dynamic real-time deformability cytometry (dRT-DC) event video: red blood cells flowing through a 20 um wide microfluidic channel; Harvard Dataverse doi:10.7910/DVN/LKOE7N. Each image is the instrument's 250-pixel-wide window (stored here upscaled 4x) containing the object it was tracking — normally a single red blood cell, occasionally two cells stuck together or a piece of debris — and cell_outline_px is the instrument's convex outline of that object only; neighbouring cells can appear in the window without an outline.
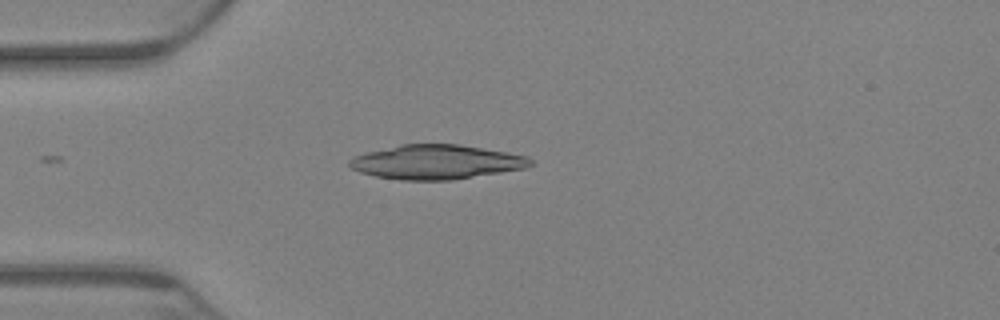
{"species": "Egyptian fruit bat (a non-hibernating species)", "species_latin": "Rousettus aegyptiacus", "temperature_condition": "warm", "stored_images_in_passage": 18, "camera_frame_rate_fps": 3000, "um_per_image_px": 0.085, "animal": {"sex": "female"}, "frame": {"image": 1, "passage_image": 3, "time_ms": 0.667, "image_size_px": [1000, 320], "cell_outline_px": [[532, 164], [528, 168], [452, 180], [400, 180], [376, 176], [360, 172], [352, 168], [348, 164], [348, 160], [356, 156], [368, 152], [400, 144], [460, 144], [528, 156], [532, 160]], "centroid_in_image_um": [37.12, 13.77], "position_along_channel_um": 47.9, "area_um2": 36.18}}
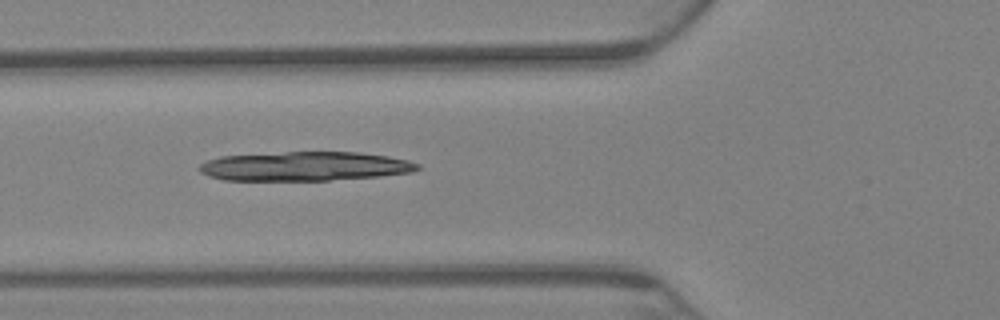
{"frame": {"image": 2, "passage_image": 10, "time_ms": 3.0, "image_size_px": [1000, 320], "cell_outline_px": [[420, 168], [412, 172], [376, 176], [328, 180], [224, 180], [208, 176], [200, 172], [196, 168], [200, 164], [208, 160], [220, 156], [284, 152], [360, 152], [388, 156], [408, 160], [420, 164]], "centroid_in_image_um": [25.88, 14.13], "position_along_channel_um": 99.9, "area_um2": 37.05}}
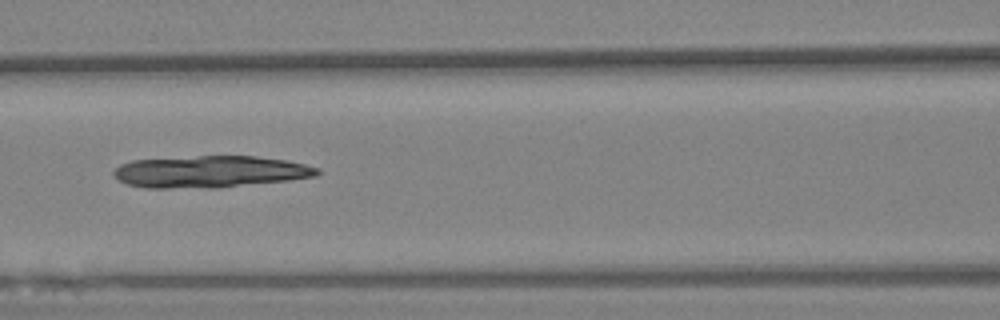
{"frame": {"image": 3, "passage_image": 15, "time_ms": 4.667, "image_size_px": [1000, 320], "cell_outline_px": [[320, 172], [316, 176], [288, 180], [216, 188], [144, 188], [128, 184], [120, 180], [112, 172], [120, 164], [132, 160], [200, 156], [256, 156], [284, 160], [304, 164], [320, 168]], "centroid_in_image_um": [17.86, 14.6], "position_along_channel_um": 148.7, "area_um2": 37.69}}